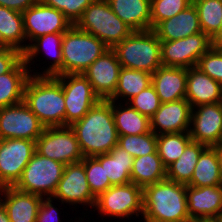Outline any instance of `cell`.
Wrapping results in <instances>:
<instances>
[{"label":"cell","instance_id":"cell-1","mask_svg":"<svg viewBox=\"0 0 222 222\" xmlns=\"http://www.w3.org/2000/svg\"><path fill=\"white\" fill-rule=\"evenodd\" d=\"M70 127L84 157L109 153L118 144L119 135L114 124L112 101L100 100Z\"/></svg>","mask_w":222,"mask_h":222},{"label":"cell","instance_id":"cell-2","mask_svg":"<svg viewBox=\"0 0 222 222\" xmlns=\"http://www.w3.org/2000/svg\"><path fill=\"white\" fill-rule=\"evenodd\" d=\"M144 222H191L186 185L164 179L143 188Z\"/></svg>","mask_w":222,"mask_h":222},{"label":"cell","instance_id":"cell-3","mask_svg":"<svg viewBox=\"0 0 222 222\" xmlns=\"http://www.w3.org/2000/svg\"><path fill=\"white\" fill-rule=\"evenodd\" d=\"M23 102L46 127L65 126V102L61 83L54 76L30 75Z\"/></svg>","mask_w":222,"mask_h":222},{"label":"cell","instance_id":"cell-4","mask_svg":"<svg viewBox=\"0 0 222 222\" xmlns=\"http://www.w3.org/2000/svg\"><path fill=\"white\" fill-rule=\"evenodd\" d=\"M112 50L123 68L153 74L162 66L160 40L153 29L133 31Z\"/></svg>","mask_w":222,"mask_h":222},{"label":"cell","instance_id":"cell-5","mask_svg":"<svg viewBox=\"0 0 222 222\" xmlns=\"http://www.w3.org/2000/svg\"><path fill=\"white\" fill-rule=\"evenodd\" d=\"M74 26L96 36L110 49L133 32L115 15L107 0H94L84 10Z\"/></svg>","mask_w":222,"mask_h":222},{"label":"cell","instance_id":"cell-6","mask_svg":"<svg viewBox=\"0 0 222 222\" xmlns=\"http://www.w3.org/2000/svg\"><path fill=\"white\" fill-rule=\"evenodd\" d=\"M62 75L82 74L110 48L96 36L72 25L62 39Z\"/></svg>","mask_w":222,"mask_h":222},{"label":"cell","instance_id":"cell-7","mask_svg":"<svg viewBox=\"0 0 222 222\" xmlns=\"http://www.w3.org/2000/svg\"><path fill=\"white\" fill-rule=\"evenodd\" d=\"M64 168V164L35 151L13 187L21 192L52 197L63 176Z\"/></svg>","mask_w":222,"mask_h":222},{"label":"cell","instance_id":"cell-8","mask_svg":"<svg viewBox=\"0 0 222 222\" xmlns=\"http://www.w3.org/2000/svg\"><path fill=\"white\" fill-rule=\"evenodd\" d=\"M94 208L103 218L108 216L125 222L124 218L130 220L135 215L137 220L143 215V188L132 182L111 186L96 198Z\"/></svg>","mask_w":222,"mask_h":222},{"label":"cell","instance_id":"cell-9","mask_svg":"<svg viewBox=\"0 0 222 222\" xmlns=\"http://www.w3.org/2000/svg\"><path fill=\"white\" fill-rule=\"evenodd\" d=\"M38 154L64 165L81 162L84 155L70 126L46 127L35 141Z\"/></svg>","mask_w":222,"mask_h":222},{"label":"cell","instance_id":"cell-10","mask_svg":"<svg viewBox=\"0 0 222 222\" xmlns=\"http://www.w3.org/2000/svg\"><path fill=\"white\" fill-rule=\"evenodd\" d=\"M62 85L65 102V126L80 120L101 99L83 74L54 76Z\"/></svg>","mask_w":222,"mask_h":222},{"label":"cell","instance_id":"cell-11","mask_svg":"<svg viewBox=\"0 0 222 222\" xmlns=\"http://www.w3.org/2000/svg\"><path fill=\"white\" fill-rule=\"evenodd\" d=\"M162 66L190 68L198 64L199 58L213 45L212 39L204 32L188 37L160 41Z\"/></svg>","mask_w":222,"mask_h":222},{"label":"cell","instance_id":"cell-12","mask_svg":"<svg viewBox=\"0 0 222 222\" xmlns=\"http://www.w3.org/2000/svg\"><path fill=\"white\" fill-rule=\"evenodd\" d=\"M35 151V141L0 139V188L17 183Z\"/></svg>","mask_w":222,"mask_h":222},{"label":"cell","instance_id":"cell-13","mask_svg":"<svg viewBox=\"0 0 222 222\" xmlns=\"http://www.w3.org/2000/svg\"><path fill=\"white\" fill-rule=\"evenodd\" d=\"M44 126L24 103L0 108V139H28L36 141Z\"/></svg>","mask_w":222,"mask_h":222},{"label":"cell","instance_id":"cell-14","mask_svg":"<svg viewBox=\"0 0 222 222\" xmlns=\"http://www.w3.org/2000/svg\"><path fill=\"white\" fill-rule=\"evenodd\" d=\"M57 202L79 208V205L94 209L96 198L90 191L84 164L82 162L65 165L63 176L52 196ZM60 200V201H59ZM77 204H79L77 206ZM76 205V207H75Z\"/></svg>","mask_w":222,"mask_h":222},{"label":"cell","instance_id":"cell-15","mask_svg":"<svg viewBox=\"0 0 222 222\" xmlns=\"http://www.w3.org/2000/svg\"><path fill=\"white\" fill-rule=\"evenodd\" d=\"M22 14L27 48L34 39L42 35L65 33L72 26L62 12L46 6L40 0Z\"/></svg>","mask_w":222,"mask_h":222},{"label":"cell","instance_id":"cell-16","mask_svg":"<svg viewBox=\"0 0 222 222\" xmlns=\"http://www.w3.org/2000/svg\"><path fill=\"white\" fill-rule=\"evenodd\" d=\"M189 135L207 147L222 144V102L192 108Z\"/></svg>","mask_w":222,"mask_h":222},{"label":"cell","instance_id":"cell-17","mask_svg":"<svg viewBox=\"0 0 222 222\" xmlns=\"http://www.w3.org/2000/svg\"><path fill=\"white\" fill-rule=\"evenodd\" d=\"M62 39H63V33L47 34V35H42L34 39L28 45L27 50L23 53V59L29 69L30 75H34V76L62 75V62H63L62 47H61ZM42 52L46 55V56L43 55V57H46V58L49 57L46 60L51 59L52 62L47 61L49 66L48 67L42 66V68H40L41 70L43 68H46V69H43L44 71L40 72L38 69L37 70L33 69L31 65H33L34 67L35 60H37L38 55L40 56Z\"/></svg>","mask_w":222,"mask_h":222},{"label":"cell","instance_id":"cell-18","mask_svg":"<svg viewBox=\"0 0 222 222\" xmlns=\"http://www.w3.org/2000/svg\"><path fill=\"white\" fill-rule=\"evenodd\" d=\"M122 66L116 53L109 49L97 58L82 74L101 100H109L115 92Z\"/></svg>","mask_w":222,"mask_h":222},{"label":"cell","instance_id":"cell-19","mask_svg":"<svg viewBox=\"0 0 222 222\" xmlns=\"http://www.w3.org/2000/svg\"><path fill=\"white\" fill-rule=\"evenodd\" d=\"M192 107L184 98L161 103L150 118V128L155 135L189 132Z\"/></svg>","mask_w":222,"mask_h":222},{"label":"cell","instance_id":"cell-20","mask_svg":"<svg viewBox=\"0 0 222 222\" xmlns=\"http://www.w3.org/2000/svg\"><path fill=\"white\" fill-rule=\"evenodd\" d=\"M186 197L191 220L217 219L222 214V185H186Z\"/></svg>","mask_w":222,"mask_h":222},{"label":"cell","instance_id":"cell-21","mask_svg":"<svg viewBox=\"0 0 222 222\" xmlns=\"http://www.w3.org/2000/svg\"><path fill=\"white\" fill-rule=\"evenodd\" d=\"M42 200L40 195L21 192L14 187L0 188V201L10 222H35Z\"/></svg>","mask_w":222,"mask_h":222},{"label":"cell","instance_id":"cell-22","mask_svg":"<svg viewBox=\"0 0 222 222\" xmlns=\"http://www.w3.org/2000/svg\"><path fill=\"white\" fill-rule=\"evenodd\" d=\"M192 108L222 102V85L198 67L187 69L186 97Z\"/></svg>","mask_w":222,"mask_h":222},{"label":"cell","instance_id":"cell-23","mask_svg":"<svg viewBox=\"0 0 222 222\" xmlns=\"http://www.w3.org/2000/svg\"><path fill=\"white\" fill-rule=\"evenodd\" d=\"M187 69L161 66L152 74V85L161 103L186 97Z\"/></svg>","mask_w":222,"mask_h":222},{"label":"cell","instance_id":"cell-24","mask_svg":"<svg viewBox=\"0 0 222 222\" xmlns=\"http://www.w3.org/2000/svg\"><path fill=\"white\" fill-rule=\"evenodd\" d=\"M153 30L160 41L178 40L202 32L193 3L172 18L160 22Z\"/></svg>","mask_w":222,"mask_h":222},{"label":"cell","instance_id":"cell-25","mask_svg":"<svg viewBox=\"0 0 222 222\" xmlns=\"http://www.w3.org/2000/svg\"><path fill=\"white\" fill-rule=\"evenodd\" d=\"M112 11L133 31L151 29V0H107Z\"/></svg>","mask_w":222,"mask_h":222},{"label":"cell","instance_id":"cell-26","mask_svg":"<svg viewBox=\"0 0 222 222\" xmlns=\"http://www.w3.org/2000/svg\"><path fill=\"white\" fill-rule=\"evenodd\" d=\"M104 167L112 186L131 183L134 158L123 148L116 145L109 153L94 156Z\"/></svg>","mask_w":222,"mask_h":222},{"label":"cell","instance_id":"cell-27","mask_svg":"<svg viewBox=\"0 0 222 222\" xmlns=\"http://www.w3.org/2000/svg\"><path fill=\"white\" fill-rule=\"evenodd\" d=\"M29 77V69L23 58L8 73L0 75V108L23 102Z\"/></svg>","mask_w":222,"mask_h":222},{"label":"cell","instance_id":"cell-28","mask_svg":"<svg viewBox=\"0 0 222 222\" xmlns=\"http://www.w3.org/2000/svg\"><path fill=\"white\" fill-rule=\"evenodd\" d=\"M27 39L24 32L23 14L0 6V46L27 50Z\"/></svg>","mask_w":222,"mask_h":222},{"label":"cell","instance_id":"cell-29","mask_svg":"<svg viewBox=\"0 0 222 222\" xmlns=\"http://www.w3.org/2000/svg\"><path fill=\"white\" fill-rule=\"evenodd\" d=\"M112 114L119 136L141 135L151 131L150 119L127 102L112 101Z\"/></svg>","mask_w":222,"mask_h":222},{"label":"cell","instance_id":"cell-30","mask_svg":"<svg viewBox=\"0 0 222 222\" xmlns=\"http://www.w3.org/2000/svg\"><path fill=\"white\" fill-rule=\"evenodd\" d=\"M206 148L204 144L191 140L179 159L166 168V179L187 185L191 181L199 156Z\"/></svg>","mask_w":222,"mask_h":222},{"label":"cell","instance_id":"cell-31","mask_svg":"<svg viewBox=\"0 0 222 222\" xmlns=\"http://www.w3.org/2000/svg\"><path fill=\"white\" fill-rule=\"evenodd\" d=\"M166 179V167L158 153L137 157L133 160L131 182L144 188Z\"/></svg>","mask_w":222,"mask_h":222},{"label":"cell","instance_id":"cell-32","mask_svg":"<svg viewBox=\"0 0 222 222\" xmlns=\"http://www.w3.org/2000/svg\"><path fill=\"white\" fill-rule=\"evenodd\" d=\"M151 84L152 74L122 67L114 95L109 101L128 102Z\"/></svg>","mask_w":222,"mask_h":222},{"label":"cell","instance_id":"cell-33","mask_svg":"<svg viewBox=\"0 0 222 222\" xmlns=\"http://www.w3.org/2000/svg\"><path fill=\"white\" fill-rule=\"evenodd\" d=\"M187 185L194 187L222 185L218 153L215 147H207L201 153L191 181Z\"/></svg>","mask_w":222,"mask_h":222},{"label":"cell","instance_id":"cell-34","mask_svg":"<svg viewBox=\"0 0 222 222\" xmlns=\"http://www.w3.org/2000/svg\"><path fill=\"white\" fill-rule=\"evenodd\" d=\"M189 132L161 134L157 136V153L167 168L179 159L191 141Z\"/></svg>","mask_w":222,"mask_h":222},{"label":"cell","instance_id":"cell-35","mask_svg":"<svg viewBox=\"0 0 222 222\" xmlns=\"http://www.w3.org/2000/svg\"><path fill=\"white\" fill-rule=\"evenodd\" d=\"M196 7L202 32L211 39L221 28L222 0H192Z\"/></svg>","mask_w":222,"mask_h":222},{"label":"cell","instance_id":"cell-36","mask_svg":"<svg viewBox=\"0 0 222 222\" xmlns=\"http://www.w3.org/2000/svg\"><path fill=\"white\" fill-rule=\"evenodd\" d=\"M117 145L135 159L143 155L157 153V135L150 131L141 135L119 136Z\"/></svg>","mask_w":222,"mask_h":222},{"label":"cell","instance_id":"cell-37","mask_svg":"<svg viewBox=\"0 0 222 222\" xmlns=\"http://www.w3.org/2000/svg\"><path fill=\"white\" fill-rule=\"evenodd\" d=\"M81 162L84 164L90 191L97 198L112 186L109 177L106 176L104 167L95 157H84Z\"/></svg>","mask_w":222,"mask_h":222},{"label":"cell","instance_id":"cell-38","mask_svg":"<svg viewBox=\"0 0 222 222\" xmlns=\"http://www.w3.org/2000/svg\"><path fill=\"white\" fill-rule=\"evenodd\" d=\"M192 4V0H151V29Z\"/></svg>","mask_w":222,"mask_h":222},{"label":"cell","instance_id":"cell-39","mask_svg":"<svg viewBox=\"0 0 222 222\" xmlns=\"http://www.w3.org/2000/svg\"><path fill=\"white\" fill-rule=\"evenodd\" d=\"M127 103L149 119L161 105V101L152 84L131 98Z\"/></svg>","mask_w":222,"mask_h":222},{"label":"cell","instance_id":"cell-40","mask_svg":"<svg viewBox=\"0 0 222 222\" xmlns=\"http://www.w3.org/2000/svg\"><path fill=\"white\" fill-rule=\"evenodd\" d=\"M196 67L222 85V52L218 47L212 46L205 52Z\"/></svg>","mask_w":222,"mask_h":222},{"label":"cell","instance_id":"cell-41","mask_svg":"<svg viewBox=\"0 0 222 222\" xmlns=\"http://www.w3.org/2000/svg\"><path fill=\"white\" fill-rule=\"evenodd\" d=\"M43 4L59 10L74 25L84 10L94 0H40Z\"/></svg>","mask_w":222,"mask_h":222},{"label":"cell","instance_id":"cell-42","mask_svg":"<svg viewBox=\"0 0 222 222\" xmlns=\"http://www.w3.org/2000/svg\"><path fill=\"white\" fill-rule=\"evenodd\" d=\"M54 201L56 200L52 197H43L35 222H62L59 216L60 209L54 206Z\"/></svg>","mask_w":222,"mask_h":222},{"label":"cell","instance_id":"cell-43","mask_svg":"<svg viewBox=\"0 0 222 222\" xmlns=\"http://www.w3.org/2000/svg\"><path fill=\"white\" fill-rule=\"evenodd\" d=\"M22 58L19 50L0 46V75L8 73Z\"/></svg>","mask_w":222,"mask_h":222},{"label":"cell","instance_id":"cell-44","mask_svg":"<svg viewBox=\"0 0 222 222\" xmlns=\"http://www.w3.org/2000/svg\"><path fill=\"white\" fill-rule=\"evenodd\" d=\"M39 0H0V6L23 13Z\"/></svg>","mask_w":222,"mask_h":222},{"label":"cell","instance_id":"cell-45","mask_svg":"<svg viewBox=\"0 0 222 222\" xmlns=\"http://www.w3.org/2000/svg\"><path fill=\"white\" fill-rule=\"evenodd\" d=\"M222 18V17H221ZM222 43V20H221V28L218 33L212 38V45L214 47H218Z\"/></svg>","mask_w":222,"mask_h":222},{"label":"cell","instance_id":"cell-46","mask_svg":"<svg viewBox=\"0 0 222 222\" xmlns=\"http://www.w3.org/2000/svg\"><path fill=\"white\" fill-rule=\"evenodd\" d=\"M0 222H10L6 208L1 201H0Z\"/></svg>","mask_w":222,"mask_h":222},{"label":"cell","instance_id":"cell-47","mask_svg":"<svg viewBox=\"0 0 222 222\" xmlns=\"http://www.w3.org/2000/svg\"><path fill=\"white\" fill-rule=\"evenodd\" d=\"M218 153V159H219V170H220V178H221V184H222V144L215 146Z\"/></svg>","mask_w":222,"mask_h":222},{"label":"cell","instance_id":"cell-48","mask_svg":"<svg viewBox=\"0 0 222 222\" xmlns=\"http://www.w3.org/2000/svg\"><path fill=\"white\" fill-rule=\"evenodd\" d=\"M191 222H218L216 219L192 220Z\"/></svg>","mask_w":222,"mask_h":222},{"label":"cell","instance_id":"cell-49","mask_svg":"<svg viewBox=\"0 0 222 222\" xmlns=\"http://www.w3.org/2000/svg\"><path fill=\"white\" fill-rule=\"evenodd\" d=\"M218 222H222V214L216 219Z\"/></svg>","mask_w":222,"mask_h":222},{"label":"cell","instance_id":"cell-50","mask_svg":"<svg viewBox=\"0 0 222 222\" xmlns=\"http://www.w3.org/2000/svg\"><path fill=\"white\" fill-rule=\"evenodd\" d=\"M218 48L221 50L222 52V43L218 46Z\"/></svg>","mask_w":222,"mask_h":222}]
</instances>
